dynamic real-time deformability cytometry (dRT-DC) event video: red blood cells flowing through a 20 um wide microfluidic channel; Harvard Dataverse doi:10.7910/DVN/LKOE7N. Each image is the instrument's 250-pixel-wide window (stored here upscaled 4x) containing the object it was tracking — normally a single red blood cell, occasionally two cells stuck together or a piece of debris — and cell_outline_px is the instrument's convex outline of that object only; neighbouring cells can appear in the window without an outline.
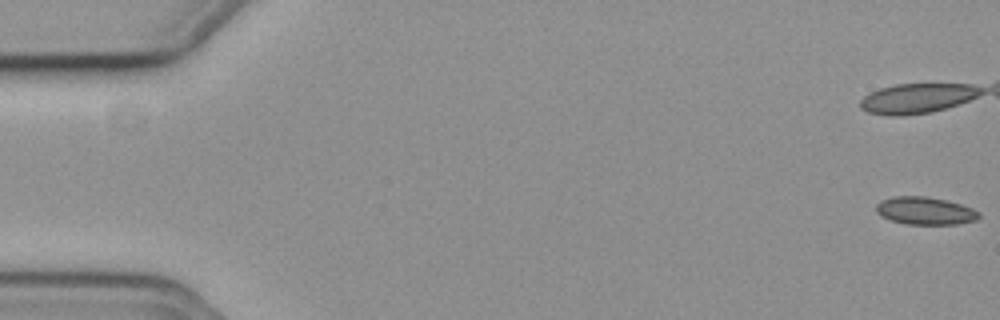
{"species": "common noctule bat (a hibernating species)", "species_latin": "Nyctalus noctula", "temperature_condition": "cold", "stored_images_in_passage": 48, "camera_frame_rate_fps": 3000, "um_per_image_px": 0.085, "animal": {"sex": "female", "body_mass_g": 19.3, "forearm_length_mm": 54.1}, "frame": {"image": 1, "passage_image": 1, "time_ms": 0.0, "image_size_px": [1000, 320], "cell_outline_px": [[980, 216], [976, 220], [956, 224], [908, 224], [892, 220], [876, 212], [876, 204], [880, 200], [892, 196], [924, 196], [948, 200], [972, 208], [980, 212]], "centroid_in_image_um": [78.65, 17.9], "position_along_channel_um": 6.4, "area_um2": 16.53}}